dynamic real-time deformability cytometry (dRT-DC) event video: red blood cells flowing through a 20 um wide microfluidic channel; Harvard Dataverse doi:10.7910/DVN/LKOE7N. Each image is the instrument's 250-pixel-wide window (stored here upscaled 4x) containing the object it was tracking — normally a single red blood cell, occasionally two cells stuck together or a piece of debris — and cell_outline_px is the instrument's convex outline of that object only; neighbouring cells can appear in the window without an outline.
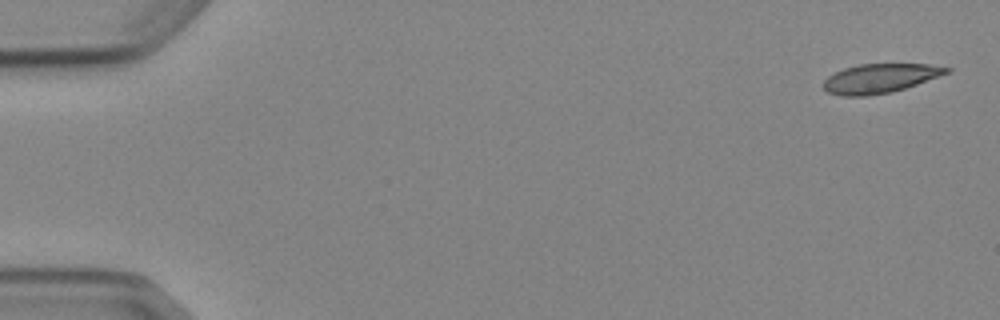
{"species": "Egyptian fruit bat (a non-hibernating species)", "species_latin": "Rousettus aegyptiacus", "temperature_condition": "cold", "stored_images_in_passage": 5, "camera_frame_rate_fps": 3000, "um_per_image_px": 0.085, "animal": {"sex": "female"}, "frame": {"image": 1, "passage_image": 1, "time_ms": 0.0, "image_size_px": [1000, 320], "cell_outline_px": [[952, 68], [948, 72], [916, 84], [892, 92], [868, 96], [840, 96], [828, 92], [820, 84], [832, 72], [844, 68], [860, 64], [928, 64]], "centroid_in_image_um": [74.71, 6.66], "position_along_channel_um": 10.3, "area_um2": 20.92}}
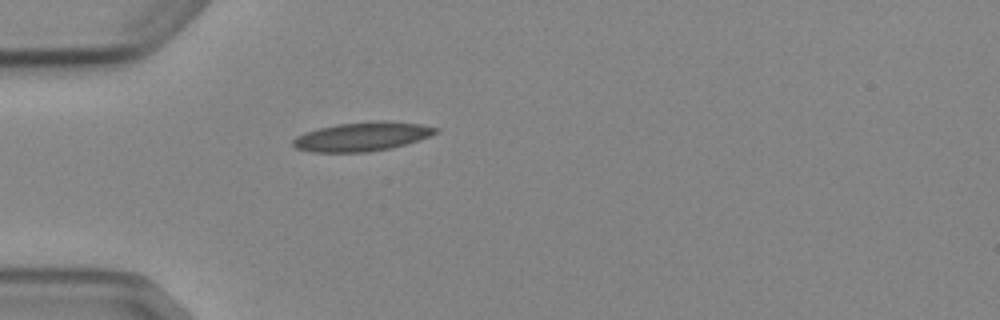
{"frame": {"image": 2, "passage_image": 5, "time_ms": 4.667, "image_size_px": [1000, 320], "cell_outline_px": [[440, 132], [420, 140], [392, 148], [368, 152], [312, 152], [296, 148], [292, 144], [292, 140], [296, 136], [304, 132], [336, 124], [380, 120], [384, 120], [420, 124], [440, 128]], "centroid_in_image_um": [30.81, 11.6], "position_along_channel_um": 54.2, "area_um2": 24.33}}